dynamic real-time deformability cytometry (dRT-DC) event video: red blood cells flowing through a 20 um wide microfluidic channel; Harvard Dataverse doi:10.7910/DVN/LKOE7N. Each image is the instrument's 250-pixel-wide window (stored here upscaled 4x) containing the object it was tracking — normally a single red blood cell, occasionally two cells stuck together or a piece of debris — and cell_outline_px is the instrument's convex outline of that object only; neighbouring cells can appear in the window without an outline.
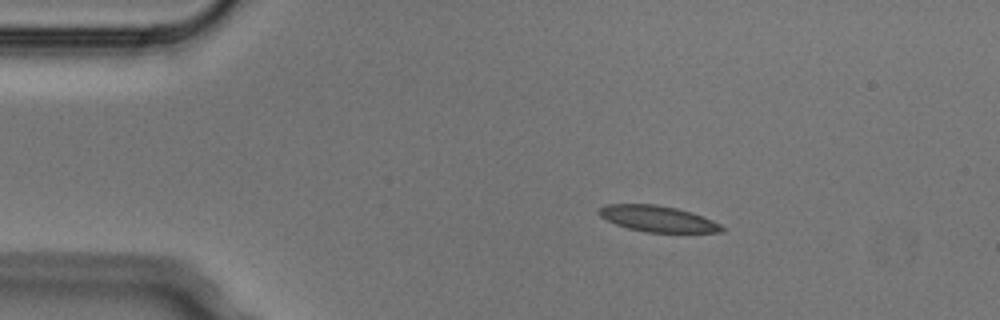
{"species": "Egyptian fruit bat (a non-hibernating species)", "species_latin": "Rousettus aegyptiacus", "temperature_condition": "cold", "stored_images_in_passage": 6, "camera_frame_rate_fps": 3000, "um_per_image_px": 0.085, "animal": {"sex": "male"}, "frame": {"image": 1, "passage_image": 2, "time_ms": 0.333, "image_size_px": [1000, 320], "cell_outline_px": [[724, 232], [644, 232], [628, 228], [616, 224], [600, 216], [596, 212], [604, 204], [656, 204], [676, 208], [712, 220], [720, 224], [724, 228]], "centroid_in_image_um": [55.86, 18.59], "position_along_channel_um": 29.1, "area_um2": 18.44}}
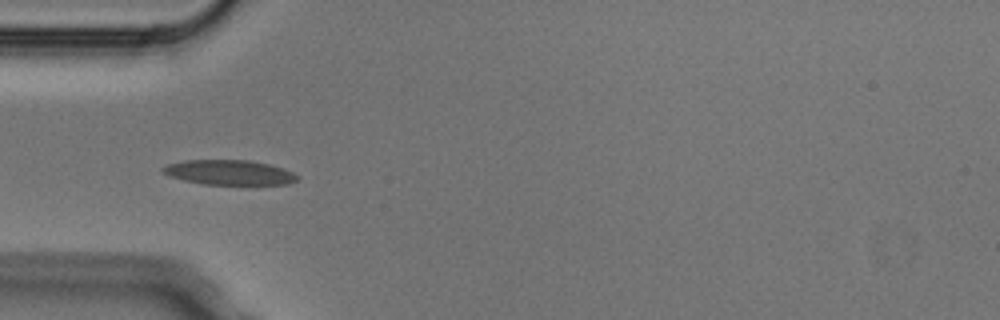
{"frame": {"image": 2, "passage_image": 4, "time_ms": 1.0, "image_size_px": [1000, 320], "cell_outline_px": [[296, 180], [288, 184], [204, 184], [184, 180], [168, 176], [160, 168], [168, 164], [184, 160], [248, 160], [268, 164], [284, 168], [292, 172], [296, 176]], "centroid_in_image_um": [19.44, 14.65], "position_along_channel_um": 65.6, "area_um2": 19.25}}
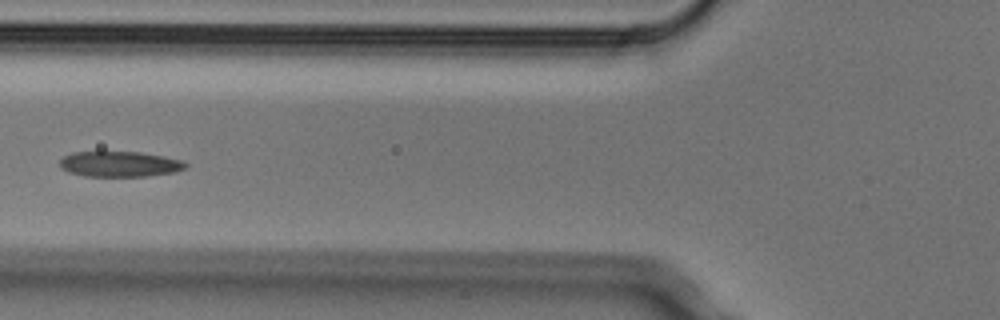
{"frame": {"image": 3, "passage_image": 5, "time_ms": 1.333, "image_size_px": [1000, 320], "cell_outline_px": [[188, 164], [184, 168], [176, 172], [148, 176], [84, 176], [68, 172], [60, 168], [60, 160], [64, 156], [72, 152], [140, 152], [164, 156], [184, 160]], "centroid_in_image_um": [10.19, 13.95], "position_along_channel_um": 115.6, "area_um2": 18.79}}